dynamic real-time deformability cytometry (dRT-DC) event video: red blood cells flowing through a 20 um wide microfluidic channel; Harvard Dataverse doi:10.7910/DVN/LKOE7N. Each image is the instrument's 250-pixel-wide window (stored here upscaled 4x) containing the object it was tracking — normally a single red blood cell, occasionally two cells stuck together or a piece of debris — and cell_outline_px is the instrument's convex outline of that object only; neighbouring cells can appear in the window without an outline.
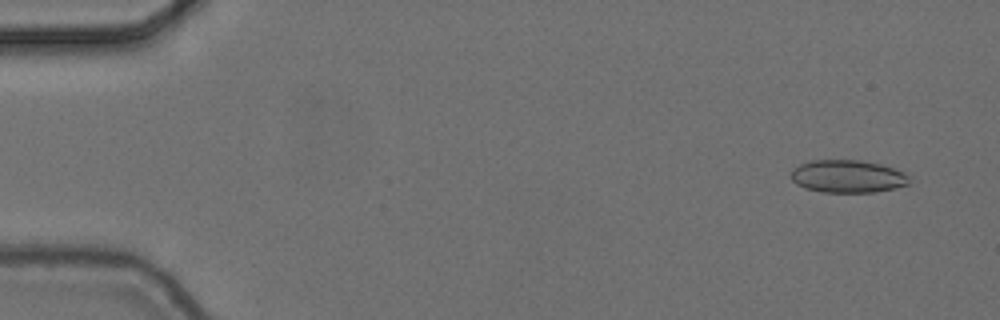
{"species": "common noctule bat (a hibernating species)", "species_latin": "Nyctalus noctula", "temperature_condition": "cold", "stored_images_in_passage": 8, "camera_frame_rate_fps": 3000, "um_per_image_px": 0.085, "animal": {"sex": "female", "body_mass_g": 24.6, "forearm_length_mm": 56.2}, "frame": {"image": 1, "passage_image": 1, "time_ms": 0.0, "image_size_px": [1000, 320], "cell_outline_px": [[908, 184], [896, 188], [876, 192], [824, 192], [804, 188], [796, 184], [792, 180], [792, 168], [808, 160], [860, 160], [880, 164], [904, 172], [908, 176]], "centroid_in_image_um": [72.02, 14.99], "position_along_channel_um": 13.0, "area_um2": 22.54}}
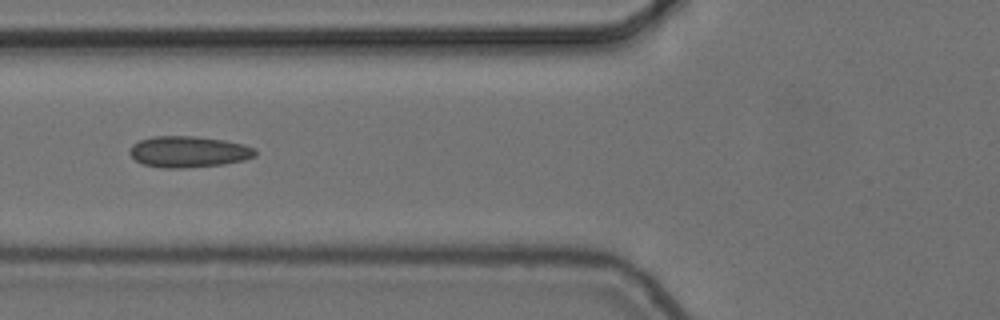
{"frame": {"image": 2, "passage_image": 6, "time_ms": 1.667, "image_size_px": [1000, 320], "cell_outline_px": [[256, 156], [244, 160], [224, 164], [184, 168], [160, 168], [144, 164], [136, 160], [128, 152], [132, 144], [140, 140], [152, 136], [196, 136], [224, 140], [244, 144], [256, 148]], "centroid_in_image_um": [16.04, 12.89], "position_along_channel_um": 109.8, "area_um2": 23.0}}
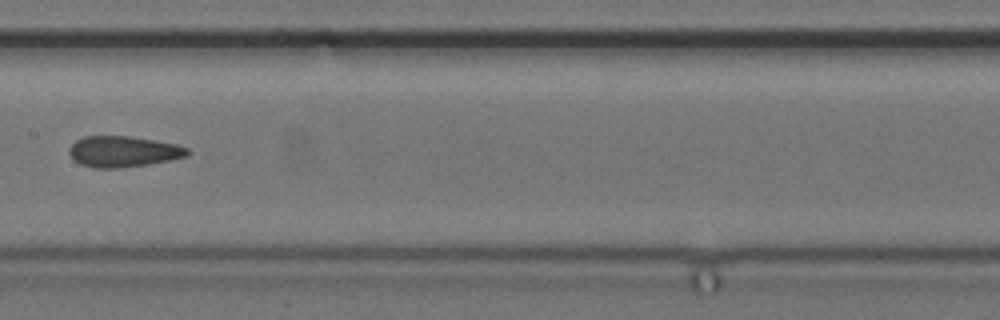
{"frame": {"image": 3, "passage_image": 8, "time_ms": 2.333, "image_size_px": [1000, 320], "cell_outline_px": [[192, 152], [188, 156], [172, 160], [148, 164], [120, 168], [92, 168], [80, 164], [72, 160], [68, 152], [68, 148], [76, 140], [84, 136], [128, 136], [176, 144], [188, 148]], "centroid_in_image_um": [10.46, 12.89], "position_along_channel_um": 196.9, "area_um2": 21.56}}